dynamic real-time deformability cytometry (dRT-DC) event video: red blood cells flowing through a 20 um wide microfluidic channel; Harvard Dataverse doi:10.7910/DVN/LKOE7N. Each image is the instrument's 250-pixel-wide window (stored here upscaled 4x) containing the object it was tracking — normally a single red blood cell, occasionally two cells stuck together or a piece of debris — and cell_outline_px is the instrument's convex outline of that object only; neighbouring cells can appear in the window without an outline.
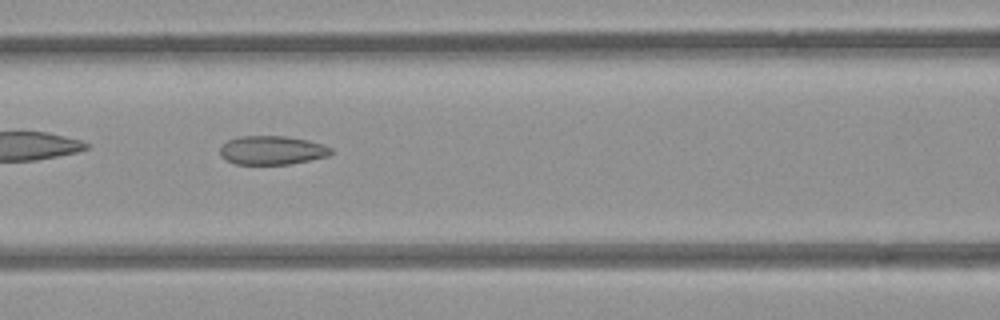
{"species": "common noctule bat (a hibernating species)", "species_latin": "Nyctalus noctula", "temperature_condition": "room temperature", "stored_images_in_passage": 53, "camera_frame_rate_fps": 3000, "um_per_image_px": 0.085, "animal": {"sex": "female", "body_mass_g": 21.9}, "frame": {"image": 1, "passage_image": 23, "time_ms": 7.333, "image_size_px": [1000, 320], "cell_outline_px": [[332, 152], [328, 156], [292, 164], [236, 164], [224, 160], [220, 156], [220, 148], [228, 140], [240, 136], [284, 136], [308, 140], [332, 148]], "centroid_in_image_um": [23.1, 12.78], "position_along_channel_um": 143.5, "area_um2": 18.61}, "authors_computed_cell_mechanics": {"area_um2": 20.6346, "velocity_mm_per_s": 3.884, "shape_relaxation_time_tau1_ms": null, "shape_relaxation_time_tau2_ms": 2.1775, "deformation_change_tau1": null, "deformation_change_tau2": 0.0971}}